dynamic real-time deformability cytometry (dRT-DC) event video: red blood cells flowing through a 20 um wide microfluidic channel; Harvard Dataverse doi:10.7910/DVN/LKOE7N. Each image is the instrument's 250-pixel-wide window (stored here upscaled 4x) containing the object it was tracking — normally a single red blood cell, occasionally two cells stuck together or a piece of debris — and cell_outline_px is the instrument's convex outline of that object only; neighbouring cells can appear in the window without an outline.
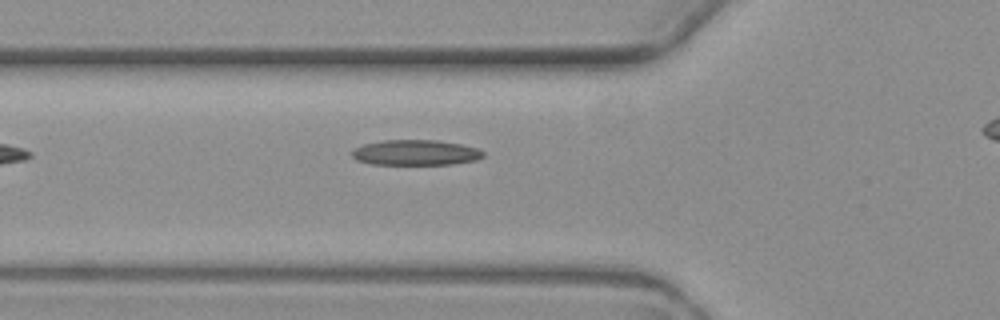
{"species": "common noctule bat (a hibernating species)", "species_latin": "Nyctalus noctula", "temperature_condition": "warm", "stored_images_in_passage": 4, "segment_of_instrument_passage": [1, 2], "camera_frame_rate_fps": 3000, "um_per_image_px": 0.085, "animal": {"sex": "female", "body_mass_g": 19.3, "forearm_length_mm": 54.1}, "frame": {"image": 1, "passage_image": 3, "time_ms": 2.333, "image_size_px": [1000, 320], "cell_outline_px": [[484, 156], [476, 160], [452, 164], [372, 164], [356, 160], [352, 156], [352, 152], [356, 148], [364, 144], [384, 140], [436, 140], [460, 144], [476, 148], [484, 152]], "centroid_in_image_um": [35.33, 12.97], "position_along_channel_um": 90.5, "area_um2": 19.25}}